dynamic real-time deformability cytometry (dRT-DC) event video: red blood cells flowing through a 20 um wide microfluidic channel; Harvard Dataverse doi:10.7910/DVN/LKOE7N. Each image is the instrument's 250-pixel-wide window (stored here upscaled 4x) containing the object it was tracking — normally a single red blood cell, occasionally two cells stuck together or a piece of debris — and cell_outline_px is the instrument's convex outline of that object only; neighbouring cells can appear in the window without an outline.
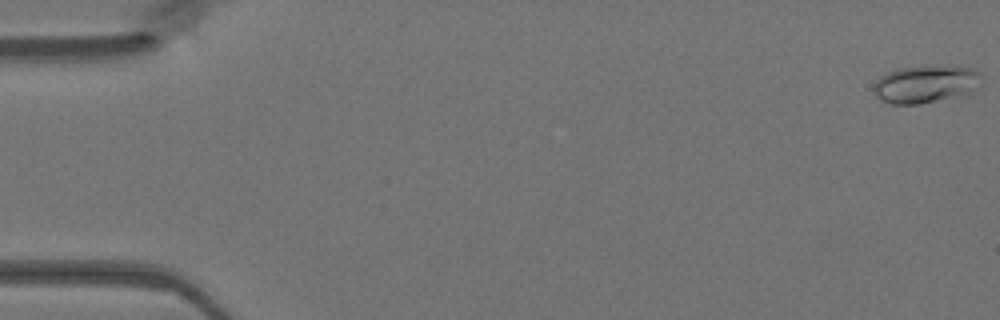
{"species": "Egyptian fruit bat (a non-hibernating species)", "species_latin": "Rousettus aegyptiacus", "temperature_condition": "warm", "stored_images_in_passage": 18, "camera_frame_rate_fps": 3000, "um_per_image_px": 0.085, "animal": {"sex": "female"}, "frame": {"image": 1, "passage_image": 1, "time_ms": 0.0, "image_size_px": [1000, 320], "cell_outline_px": [[980, 76], [972, 92], [968, 96], [920, 104], [892, 104], [880, 100], [876, 96], [872, 88], [876, 80], [880, 76], [888, 72], [900, 68], [936, 64], [972, 68], [980, 72]], "centroid_in_image_um": [78.67, 7.15], "position_along_channel_um": 6.3, "area_um2": 24.22}}
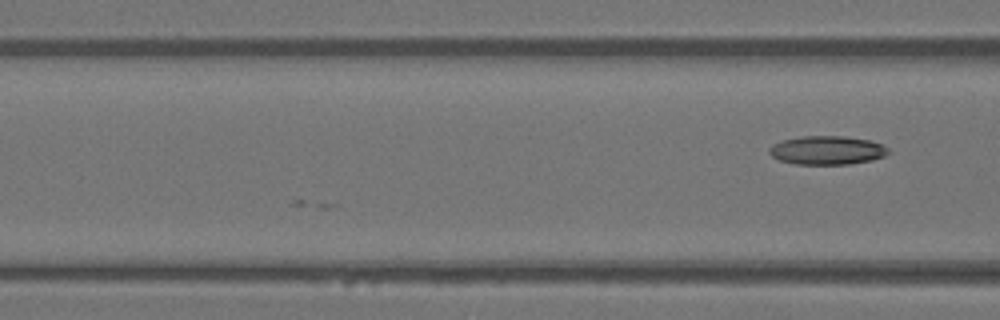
{"frame": {"image": 2, "passage_image": 18, "time_ms": 5.667, "image_size_px": [1000, 320], "cell_outline_px": [[892, 152], [884, 156], [872, 160], [848, 164], [796, 164], [780, 160], [772, 156], [768, 152], [768, 148], [772, 144], [784, 140], [800, 136], [844, 136], [868, 140], [880, 144], [888, 148]], "centroid_in_image_um": [70.3, 12.77], "position_along_channel_um": 96.3, "area_um2": 19.88}}